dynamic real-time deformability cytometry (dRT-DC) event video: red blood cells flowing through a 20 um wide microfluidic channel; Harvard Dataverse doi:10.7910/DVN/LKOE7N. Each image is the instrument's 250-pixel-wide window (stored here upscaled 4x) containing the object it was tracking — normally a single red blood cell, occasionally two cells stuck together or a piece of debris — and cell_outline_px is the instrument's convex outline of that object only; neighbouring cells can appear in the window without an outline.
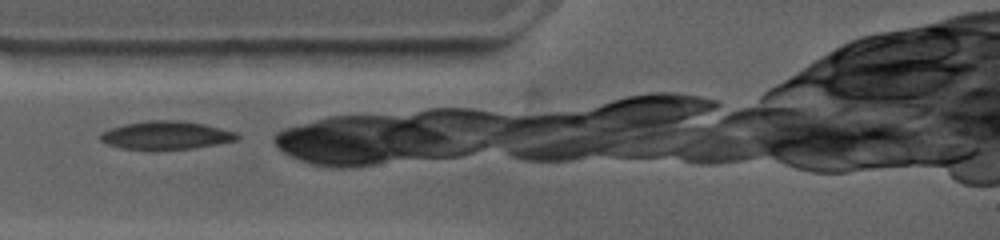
{"species": "common noctule bat (a hibernating species)", "species_latin": "Nyctalus noctula", "temperature_condition": "warm", "stored_images_in_passage": 26, "camera_frame_rate_fps": 4500, "um_per_image_px": 0.085, "animal": {"sex": "female", "body_mass_g": 19.0, "forearm_length_mm": 53.3}, "frame": {"image": 1, "passage_image": 1, "time_ms": 0.0, "image_size_px": [1000, 240], "cell_outline_px": [[240, 136], [236, 140], [216, 144], [192, 148], [120, 148], [108, 144], [100, 140], [100, 132], [124, 124], [148, 120], [180, 120], [204, 124], [236, 132]], "centroid_in_image_um": [14.11, 11.47], "position_along_channel_um": 70.9, "area_um2": 21.96}}
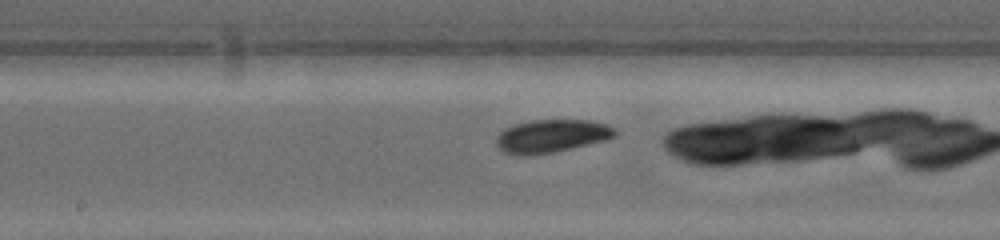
{"frame": {"image": 2, "passage_image": 8, "time_ms": 3.556, "image_size_px": [1000, 240], "cell_outline_px": [[616, 136], [608, 140], [552, 152], [508, 152], [500, 148], [496, 144], [496, 136], [504, 128], [512, 124], [528, 120], [592, 120], [608, 124], [616, 128]], "centroid_in_image_um": [46.97, 11.49], "position_along_channel_um": 201.2, "area_um2": 22.37}}
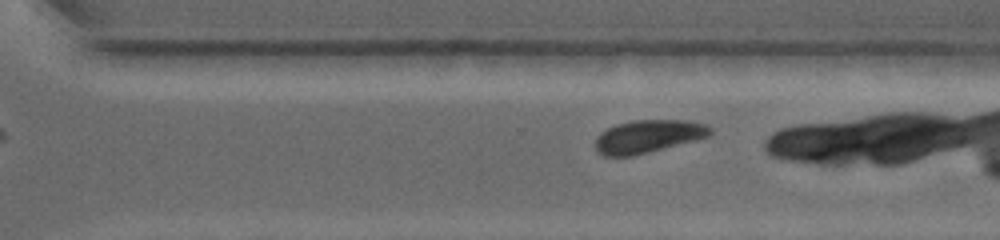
{"frame": {"image": 3, "passage_image": 15, "time_ms": 6.667, "image_size_px": [1000, 240], "cell_outline_px": [[712, 132], [708, 136], [696, 140], [632, 156], [604, 156], [596, 152], [596, 136], [600, 132], [616, 124], [632, 120], [688, 120], [708, 124], [712, 128]], "centroid_in_image_um": [55.09, 11.58], "position_along_channel_um": 315.5, "area_um2": 22.14}}